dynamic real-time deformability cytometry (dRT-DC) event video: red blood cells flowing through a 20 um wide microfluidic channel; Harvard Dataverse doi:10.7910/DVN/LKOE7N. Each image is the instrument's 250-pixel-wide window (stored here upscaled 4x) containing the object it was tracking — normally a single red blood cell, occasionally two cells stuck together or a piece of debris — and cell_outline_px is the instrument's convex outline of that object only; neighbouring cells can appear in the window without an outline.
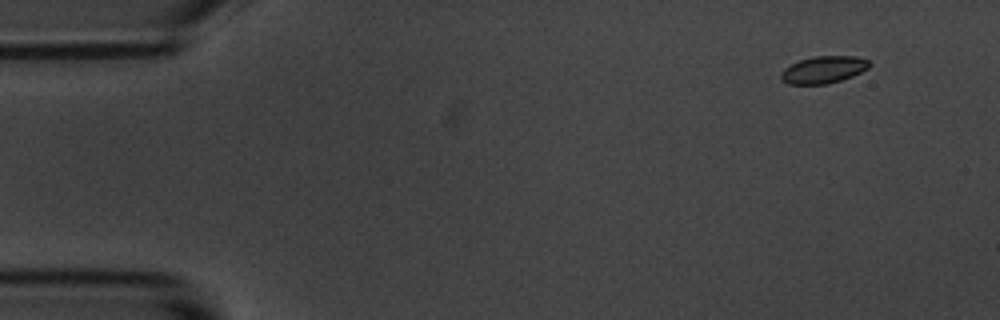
{"species": "common noctule bat (a hibernating species)", "species_latin": "Nyctalus noctula", "temperature_condition": "room temperature", "stored_images_in_passage": 52, "camera_frame_rate_fps": 3000, "um_per_image_px": 0.085, "animal": {"sex": "male", "body_mass_g": 20.1, "forearm_length_mm": 53.5}, "frame": {"image": 1, "passage_image": 1, "time_ms": 0.0, "image_size_px": [1000, 320], "cell_outline_px": [[872, 64], [868, 68], [852, 76], [828, 84], [788, 84], [780, 76], [780, 72], [784, 68], [800, 60], [812, 56], [856, 56], [868, 60]], "centroid_in_image_um": [70.0, 5.91], "position_along_channel_um": 15.0, "area_um2": 13.93}}
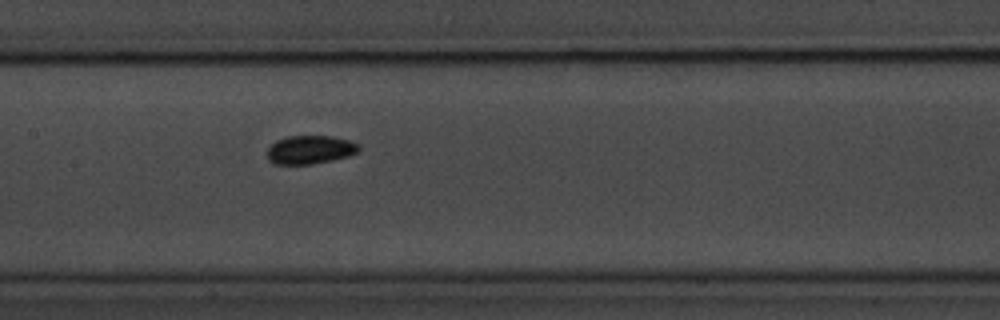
{"frame": {"image": 2, "passage_image": 23, "time_ms": 7.333, "image_size_px": [1000, 320], "cell_outline_px": [[360, 148], [356, 152], [348, 156], [332, 160], [312, 164], [276, 164], [268, 160], [268, 148], [276, 140], [288, 136], [332, 136], [348, 140], [360, 144]], "centroid_in_image_um": [26.36, 12.72], "position_along_channel_um": 181.0, "area_um2": 15.14}}
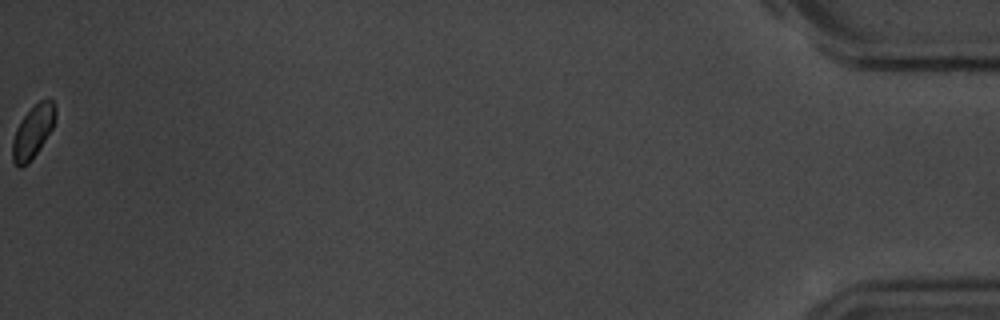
{"frame": {"image": 3, "passage_image": 52, "time_ms": 17.0, "image_size_px": [1000, 320], "cell_outline_px": [[56, 116], [52, 128], [28, 164], [20, 168], [12, 160], [12, 140], [16, 128], [24, 116], [40, 100], [52, 100], [56, 104]], "centroid_in_image_um": [2.79, 11.19], "position_along_channel_um": 432.4, "area_um2": 12.89}}